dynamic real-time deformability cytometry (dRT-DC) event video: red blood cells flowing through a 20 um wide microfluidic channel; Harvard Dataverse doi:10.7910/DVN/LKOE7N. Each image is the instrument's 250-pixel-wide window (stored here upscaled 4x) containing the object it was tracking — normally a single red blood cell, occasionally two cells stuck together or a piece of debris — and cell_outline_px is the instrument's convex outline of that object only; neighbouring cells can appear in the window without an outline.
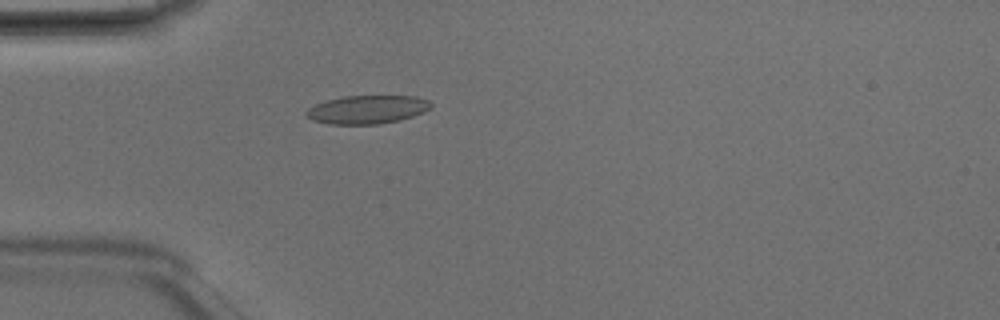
{"species": "Egyptian fruit bat (a non-hibernating species)", "species_latin": "Rousettus aegyptiacus", "temperature_condition": "room temperature", "stored_images_in_passage": 4, "camera_frame_rate_fps": 3000, "um_per_image_px": 0.085, "animal": {"sex": "male"}, "frame": {"image": 1, "passage_image": 4, "time_ms": 1.0, "image_size_px": [1000, 320], "cell_outline_px": [[432, 108], [424, 112], [400, 120], [380, 124], [328, 124], [312, 120], [304, 112], [308, 108], [316, 104], [328, 100], [344, 96], [416, 96], [428, 100], [432, 104]], "centroid_in_image_um": [31.24, 9.31], "position_along_channel_um": 53.8, "area_um2": 20.63}}